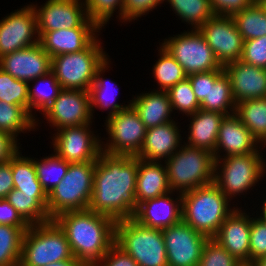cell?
I'll return each instance as SVG.
<instances>
[{"label": "cell", "instance_id": "1", "mask_svg": "<svg viewBox=\"0 0 266 266\" xmlns=\"http://www.w3.org/2000/svg\"><path fill=\"white\" fill-rule=\"evenodd\" d=\"M137 173L138 157L101 152L95 163L88 210L115 221L133 218L138 208L135 197Z\"/></svg>", "mask_w": 266, "mask_h": 266}, {"label": "cell", "instance_id": "2", "mask_svg": "<svg viewBox=\"0 0 266 266\" xmlns=\"http://www.w3.org/2000/svg\"><path fill=\"white\" fill-rule=\"evenodd\" d=\"M65 232L74 257L95 266L115 244L116 221L90 210L68 211L53 219Z\"/></svg>", "mask_w": 266, "mask_h": 266}, {"label": "cell", "instance_id": "3", "mask_svg": "<svg viewBox=\"0 0 266 266\" xmlns=\"http://www.w3.org/2000/svg\"><path fill=\"white\" fill-rule=\"evenodd\" d=\"M262 151L260 146L250 154L215 158L214 183L236 206L241 202L234 199L247 197L266 176V154Z\"/></svg>", "mask_w": 266, "mask_h": 266}, {"label": "cell", "instance_id": "4", "mask_svg": "<svg viewBox=\"0 0 266 266\" xmlns=\"http://www.w3.org/2000/svg\"><path fill=\"white\" fill-rule=\"evenodd\" d=\"M237 207L214 182L182 193V220L209 239Z\"/></svg>", "mask_w": 266, "mask_h": 266}, {"label": "cell", "instance_id": "5", "mask_svg": "<svg viewBox=\"0 0 266 266\" xmlns=\"http://www.w3.org/2000/svg\"><path fill=\"white\" fill-rule=\"evenodd\" d=\"M163 163L171 191L184 193L214 182L215 158L209 150L183 142Z\"/></svg>", "mask_w": 266, "mask_h": 266}, {"label": "cell", "instance_id": "6", "mask_svg": "<svg viewBox=\"0 0 266 266\" xmlns=\"http://www.w3.org/2000/svg\"><path fill=\"white\" fill-rule=\"evenodd\" d=\"M99 37L98 35L82 51L51 57V72L61 89L89 92L97 69L110 57L105 50L104 41Z\"/></svg>", "mask_w": 266, "mask_h": 266}, {"label": "cell", "instance_id": "7", "mask_svg": "<svg viewBox=\"0 0 266 266\" xmlns=\"http://www.w3.org/2000/svg\"><path fill=\"white\" fill-rule=\"evenodd\" d=\"M96 161L70 163L62 181L47 194V211L53 220L68 211L87 210L93 191Z\"/></svg>", "mask_w": 266, "mask_h": 266}, {"label": "cell", "instance_id": "8", "mask_svg": "<svg viewBox=\"0 0 266 266\" xmlns=\"http://www.w3.org/2000/svg\"><path fill=\"white\" fill-rule=\"evenodd\" d=\"M68 259L76 258L65 232L54 220L30 225L25 231L19 266H46Z\"/></svg>", "mask_w": 266, "mask_h": 266}, {"label": "cell", "instance_id": "9", "mask_svg": "<svg viewBox=\"0 0 266 266\" xmlns=\"http://www.w3.org/2000/svg\"><path fill=\"white\" fill-rule=\"evenodd\" d=\"M115 244L139 266H165L167 253L162 230L147 228L132 218L116 221Z\"/></svg>", "mask_w": 266, "mask_h": 266}, {"label": "cell", "instance_id": "10", "mask_svg": "<svg viewBox=\"0 0 266 266\" xmlns=\"http://www.w3.org/2000/svg\"><path fill=\"white\" fill-rule=\"evenodd\" d=\"M173 36L168 35L159 43L175 58L187 76L223 70V66L198 29H189L188 27L186 31Z\"/></svg>", "mask_w": 266, "mask_h": 266}, {"label": "cell", "instance_id": "11", "mask_svg": "<svg viewBox=\"0 0 266 266\" xmlns=\"http://www.w3.org/2000/svg\"><path fill=\"white\" fill-rule=\"evenodd\" d=\"M103 121L108 137H101L102 152L136 157L143 146L147 128L134 107H126Z\"/></svg>", "mask_w": 266, "mask_h": 266}, {"label": "cell", "instance_id": "12", "mask_svg": "<svg viewBox=\"0 0 266 266\" xmlns=\"http://www.w3.org/2000/svg\"><path fill=\"white\" fill-rule=\"evenodd\" d=\"M92 126L93 124H85L56 130L50 137V149L53 148L51 151L69 163L97 161L102 152V136Z\"/></svg>", "mask_w": 266, "mask_h": 266}, {"label": "cell", "instance_id": "13", "mask_svg": "<svg viewBox=\"0 0 266 266\" xmlns=\"http://www.w3.org/2000/svg\"><path fill=\"white\" fill-rule=\"evenodd\" d=\"M51 130L93 124L90 94L84 90L61 89L57 98L41 114Z\"/></svg>", "mask_w": 266, "mask_h": 266}, {"label": "cell", "instance_id": "14", "mask_svg": "<svg viewBox=\"0 0 266 266\" xmlns=\"http://www.w3.org/2000/svg\"><path fill=\"white\" fill-rule=\"evenodd\" d=\"M37 43V17L30 3L1 18L0 57Z\"/></svg>", "mask_w": 266, "mask_h": 266}, {"label": "cell", "instance_id": "15", "mask_svg": "<svg viewBox=\"0 0 266 266\" xmlns=\"http://www.w3.org/2000/svg\"><path fill=\"white\" fill-rule=\"evenodd\" d=\"M198 30L222 66L241 60L244 40L232 16L213 15Z\"/></svg>", "mask_w": 266, "mask_h": 266}, {"label": "cell", "instance_id": "16", "mask_svg": "<svg viewBox=\"0 0 266 266\" xmlns=\"http://www.w3.org/2000/svg\"><path fill=\"white\" fill-rule=\"evenodd\" d=\"M169 266H199L208 237L181 220L162 230Z\"/></svg>", "mask_w": 266, "mask_h": 266}, {"label": "cell", "instance_id": "17", "mask_svg": "<svg viewBox=\"0 0 266 266\" xmlns=\"http://www.w3.org/2000/svg\"><path fill=\"white\" fill-rule=\"evenodd\" d=\"M238 206L223 222L216 235L212 238L227 250L243 266L250 265V228L252 212L246 203ZM247 209H246V208ZM243 208V209H242ZM251 212H249V210ZM253 209V210H252ZM248 210V211H247ZM251 213V214H250Z\"/></svg>", "mask_w": 266, "mask_h": 266}, {"label": "cell", "instance_id": "18", "mask_svg": "<svg viewBox=\"0 0 266 266\" xmlns=\"http://www.w3.org/2000/svg\"><path fill=\"white\" fill-rule=\"evenodd\" d=\"M29 3L36 13L39 37L45 32L79 27L88 18L83 0H46L40 6Z\"/></svg>", "mask_w": 266, "mask_h": 266}, {"label": "cell", "instance_id": "19", "mask_svg": "<svg viewBox=\"0 0 266 266\" xmlns=\"http://www.w3.org/2000/svg\"><path fill=\"white\" fill-rule=\"evenodd\" d=\"M132 219L144 227L160 230L179 223L182 220V193L170 191L139 203Z\"/></svg>", "mask_w": 266, "mask_h": 266}, {"label": "cell", "instance_id": "20", "mask_svg": "<svg viewBox=\"0 0 266 266\" xmlns=\"http://www.w3.org/2000/svg\"><path fill=\"white\" fill-rule=\"evenodd\" d=\"M0 68L15 79L29 83L51 72V57L37 43L0 57Z\"/></svg>", "mask_w": 266, "mask_h": 266}, {"label": "cell", "instance_id": "21", "mask_svg": "<svg viewBox=\"0 0 266 266\" xmlns=\"http://www.w3.org/2000/svg\"><path fill=\"white\" fill-rule=\"evenodd\" d=\"M101 31L103 30L87 18L79 27L43 33L39 37V44L50 57L79 52L101 35Z\"/></svg>", "mask_w": 266, "mask_h": 266}, {"label": "cell", "instance_id": "22", "mask_svg": "<svg viewBox=\"0 0 266 266\" xmlns=\"http://www.w3.org/2000/svg\"><path fill=\"white\" fill-rule=\"evenodd\" d=\"M180 127L181 123L175 119L174 121L148 128L143 146L136 157L146 161L164 162L168 160L184 142L182 137L184 134H181L184 128Z\"/></svg>", "mask_w": 266, "mask_h": 266}, {"label": "cell", "instance_id": "23", "mask_svg": "<svg viewBox=\"0 0 266 266\" xmlns=\"http://www.w3.org/2000/svg\"><path fill=\"white\" fill-rule=\"evenodd\" d=\"M229 77L235 103L266 97V69L241 60L223 66Z\"/></svg>", "mask_w": 266, "mask_h": 266}, {"label": "cell", "instance_id": "24", "mask_svg": "<svg viewBox=\"0 0 266 266\" xmlns=\"http://www.w3.org/2000/svg\"><path fill=\"white\" fill-rule=\"evenodd\" d=\"M261 145L233 113L226 115L221 122L214 158L243 155L255 152Z\"/></svg>", "mask_w": 266, "mask_h": 266}, {"label": "cell", "instance_id": "25", "mask_svg": "<svg viewBox=\"0 0 266 266\" xmlns=\"http://www.w3.org/2000/svg\"><path fill=\"white\" fill-rule=\"evenodd\" d=\"M113 62L109 57L96 71V75L94 81L89 89L90 94V103H91V111L93 119L96 109L102 111H106L107 116L109 118L112 115H115L119 111H122L126 107L131 106V99L128 101L127 104L125 103H118L117 96L120 94L117 90L118 85L117 82L112 81L110 78L104 77L105 73L108 72L113 68ZM108 70V71H107ZM116 89V90H115ZM114 91V92H113ZM118 91V92H117ZM124 104V105H123Z\"/></svg>", "mask_w": 266, "mask_h": 266}, {"label": "cell", "instance_id": "26", "mask_svg": "<svg viewBox=\"0 0 266 266\" xmlns=\"http://www.w3.org/2000/svg\"><path fill=\"white\" fill-rule=\"evenodd\" d=\"M226 115L219 112L204 111L199 109L194 114L187 116L188 131L184 136V142L190 146L215 151L219 128ZM190 119V120H189Z\"/></svg>", "mask_w": 266, "mask_h": 266}, {"label": "cell", "instance_id": "27", "mask_svg": "<svg viewBox=\"0 0 266 266\" xmlns=\"http://www.w3.org/2000/svg\"><path fill=\"white\" fill-rule=\"evenodd\" d=\"M131 105L137 111L145 127L151 128L174 121L169 94L167 91H146L132 95ZM173 114V115H172ZM172 116V117H171Z\"/></svg>", "mask_w": 266, "mask_h": 266}, {"label": "cell", "instance_id": "28", "mask_svg": "<svg viewBox=\"0 0 266 266\" xmlns=\"http://www.w3.org/2000/svg\"><path fill=\"white\" fill-rule=\"evenodd\" d=\"M166 167L163 162L138 158V173L135 197L137 203L170 192Z\"/></svg>", "mask_w": 266, "mask_h": 266}, {"label": "cell", "instance_id": "29", "mask_svg": "<svg viewBox=\"0 0 266 266\" xmlns=\"http://www.w3.org/2000/svg\"><path fill=\"white\" fill-rule=\"evenodd\" d=\"M29 88V114L36 120V131H39L41 115L49 105L57 98L61 90L59 82L56 80L54 74L49 72L47 75L38 77L28 83ZM35 111V112H34ZM37 112V114H36ZM42 122V123H41Z\"/></svg>", "mask_w": 266, "mask_h": 266}, {"label": "cell", "instance_id": "30", "mask_svg": "<svg viewBox=\"0 0 266 266\" xmlns=\"http://www.w3.org/2000/svg\"><path fill=\"white\" fill-rule=\"evenodd\" d=\"M21 151L20 149L11 158L14 189L26 194H33V197H47V193L37 177L34 156H27L26 154L23 156Z\"/></svg>", "mask_w": 266, "mask_h": 266}, {"label": "cell", "instance_id": "31", "mask_svg": "<svg viewBox=\"0 0 266 266\" xmlns=\"http://www.w3.org/2000/svg\"><path fill=\"white\" fill-rule=\"evenodd\" d=\"M30 226L51 221L47 211V197H33L13 189L5 199Z\"/></svg>", "mask_w": 266, "mask_h": 266}, {"label": "cell", "instance_id": "32", "mask_svg": "<svg viewBox=\"0 0 266 266\" xmlns=\"http://www.w3.org/2000/svg\"><path fill=\"white\" fill-rule=\"evenodd\" d=\"M156 62L152 65V77L156 82V91H168L171 87L187 78L184 69L175 58L159 43Z\"/></svg>", "mask_w": 266, "mask_h": 266}, {"label": "cell", "instance_id": "33", "mask_svg": "<svg viewBox=\"0 0 266 266\" xmlns=\"http://www.w3.org/2000/svg\"><path fill=\"white\" fill-rule=\"evenodd\" d=\"M235 114L262 145L266 141V97L239 102Z\"/></svg>", "mask_w": 266, "mask_h": 266}, {"label": "cell", "instance_id": "34", "mask_svg": "<svg viewBox=\"0 0 266 266\" xmlns=\"http://www.w3.org/2000/svg\"><path fill=\"white\" fill-rule=\"evenodd\" d=\"M0 131L19 142L21 133L36 132V120L22 106L0 100Z\"/></svg>", "mask_w": 266, "mask_h": 266}, {"label": "cell", "instance_id": "35", "mask_svg": "<svg viewBox=\"0 0 266 266\" xmlns=\"http://www.w3.org/2000/svg\"><path fill=\"white\" fill-rule=\"evenodd\" d=\"M200 109L224 115L235 113L236 103L229 77L225 72L214 83H209L208 97L200 103Z\"/></svg>", "mask_w": 266, "mask_h": 266}, {"label": "cell", "instance_id": "36", "mask_svg": "<svg viewBox=\"0 0 266 266\" xmlns=\"http://www.w3.org/2000/svg\"><path fill=\"white\" fill-rule=\"evenodd\" d=\"M189 29H199L214 13L212 12L209 0H164Z\"/></svg>", "mask_w": 266, "mask_h": 266}, {"label": "cell", "instance_id": "37", "mask_svg": "<svg viewBox=\"0 0 266 266\" xmlns=\"http://www.w3.org/2000/svg\"><path fill=\"white\" fill-rule=\"evenodd\" d=\"M232 17L244 41L266 36V12L257 1Z\"/></svg>", "mask_w": 266, "mask_h": 266}, {"label": "cell", "instance_id": "38", "mask_svg": "<svg viewBox=\"0 0 266 266\" xmlns=\"http://www.w3.org/2000/svg\"><path fill=\"white\" fill-rule=\"evenodd\" d=\"M34 157L36 173L42 188L48 194L63 179L69 168V162L59 157L54 151L48 156Z\"/></svg>", "mask_w": 266, "mask_h": 266}, {"label": "cell", "instance_id": "39", "mask_svg": "<svg viewBox=\"0 0 266 266\" xmlns=\"http://www.w3.org/2000/svg\"><path fill=\"white\" fill-rule=\"evenodd\" d=\"M28 228L0 224V266H19L23 236Z\"/></svg>", "mask_w": 266, "mask_h": 266}, {"label": "cell", "instance_id": "40", "mask_svg": "<svg viewBox=\"0 0 266 266\" xmlns=\"http://www.w3.org/2000/svg\"><path fill=\"white\" fill-rule=\"evenodd\" d=\"M88 18L101 30L109 25L116 14L117 21L123 24L124 0H83ZM118 10V11H117ZM118 14V15H117Z\"/></svg>", "mask_w": 266, "mask_h": 266}, {"label": "cell", "instance_id": "41", "mask_svg": "<svg viewBox=\"0 0 266 266\" xmlns=\"http://www.w3.org/2000/svg\"><path fill=\"white\" fill-rule=\"evenodd\" d=\"M167 93L169 94L174 116L178 113V115L182 114V116L187 117L200 109V103L195 97L188 78L171 87Z\"/></svg>", "mask_w": 266, "mask_h": 266}, {"label": "cell", "instance_id": "42", "mask_svg": "<svg viewBox=\"0 0 266 266\" xmlns=\"http://www.w3.org/2000/svg\"><path fill=\"white\" fill-rule=\"evenodd\" d=\"M0 100L22 106L29 113L28 82L15 79L0 68Z\"/></svg>", "mask_w": 266, "mask_h": 266}, {"label": "cell", "instance_id": "43", "mask_svg": "<svg viewBox=\"0 0 266 266\" xmlns=\"http://www.w3.org/2000/svg\"><path fill=\"white\" fill-rule=\"evenodd\" d=\"M266 256V216L258 211L252 213L250 228V264Z\"/></svg>", "mask_w": 266, "mask_h": 266}, {"label": "cell", "instance_id": "44", "mask_svg": "<svg viewBox=\"0 0 266 266\" xmlns=\"http://www.w3.org/2000/svg\"><path fill=\"white\" fill-rule=\"evenodd\" d=\"M199 266H243L212 238L203 247Z\"/></svg>", "mask_w": 266, "mask_h": 266}, {"label": "cell", "instance_id": "45", "mask_svg": "<svg viewBox=\"0 0 266 266\" xmlns=\"http://www.w3.org/2000/svg\"><path fill=\"white\" fill-rule=\"evenodd\" d=\"M163 3L164 0H124L123 25L138 21L142 16H147L154 9L157 10Z\"/></svg>", "mask_w": 266, "mask_h": 266}, {"label": "cell", "instance_id": "46", "mask_svg": "<svg viewBox=\"0 0 266 266\" xmlns=\"http://www.w3.org/2000/svg\"><path fill=\"white\" fill-rule=\"evenodd\" d=\"M241 61L266 69V36L245 40Z\"/></svg>", "mask_w": 266, "mask_h": 266}, {"label": "cell", "instance_id": "47", "mask_svg": "<svg viewBox=\"0 0 266 266\" xmlns=\"http://www.w3.org/2000/svg\"><path fill=\"white\" fill-rule=\"evenodd\" d=\"M223 73L224 70H214L187 76L199 103L208 97L209 83H214Z\"/></svg>", "mask_w": 266, "mask_h": 266}, {"label": "cell", "instance_id": "48", "mask_svg": "<svg viewBox=\"0 0 266 266\" xmlns=\"http://www.w3.org/2000/svg\"><path fill=\"white\" fill-rule=\"evenodd\" d=\"M214 15L232 16L253 5L256 0H209Z\"/></svg>", "mask_w": 266, "mask_h": 266}, {"label": "cell", "instance_id": "49", "mask_svg": "<svg viewBox=\"0 0 266 266\" xmlns=\"http://www.w3.org/2000/svg\"><path fill=\"white\" fill-rule=\"evenodd\" d=\"M95 266H139L138 263L121 248L114 244Z\"/></svg>", "mask_w": 266, "mask_h": 266}, {"label": "cell", "instance_id": "50", "mask_svg": "<svg viewBox=\"0 0 266 266\" xmlns=\"http://www.w3.org/2000/svg\"><path fill=\"white\" fill-rule=\"evenodd\" d=\"M20 143L10 134L0 131V164L9 162L20 149L24 150Z\"/></svg>", "mask_w": 266, "mask_h": 266}, {"label": "cell", "instance_id": "51", "mask_svg": "<svg viewBox=\"0 0 266 266\" xmlns=\"http://www.w3.org/2000/svg\"><path fill=\"white\" fill-rule=\"evenodd\" d=\"M0 224L12 225L15 227H29L5 199H0Z\"/></svg>", "mask_w": 266, "mask_h": 266}, {"label": "cell", "instance_id": "52", "mask_svg": "<svg viewBox=\"0 0 266 266\" xmlns=\"http://www.w3.org/2000/svg\"><path fill=\"white\" fill-rule=\"evenodd\" d=\"M14 189L11 160L0 164V199H6L7 195Z\"/></svg>", "mask_w": 266, "mask_h": 266}, {"label": "cell", "instance_id": "53", "mask_svg": "<svg viewBox=\"0 0 266 266\" xmlns=\"http://www.w3.org/2000/svg\"><path fill=\"white\" fill-rule=\"evenodd\" d=\"M46 266H84L81 262L77 259H68L60 262L50 263Z\"/></svg>", "mask_w": 266, "mask_h": 266}, {"label": "cell", "instance_id": "54", "mask_svg": "<svg viewBox=\"0 0 266 266\" xmlns=\"http://www.w3.org/2000/svg\"><path fill=\"white\" fill-rule=\"evenodd\" d=\"M265 194L266 193L263 194V197H262L263 199H261V201H260V199H257L255 201L259 200V202L262 203L259 205L258 209L260 212H262L266 216V195ZM264 195H265V197H264Z\"/></svg>", "mask_w": 266, "mask_h": 266}, {"label": "cell", "instance_id": "55", "mask_svg": "<svg viewBox=\"0 0 266 266\" xmlns=\"http://www.w3.org/2000/svg\"><path fill=\"white\" fill-rule=\"evenodd\" d=\"M249 266H266V256L252 262Z\"/></svg>", "mask_w": 266, "mask_h": 266}, {"label": "cell", "instance_id": "56", "mask_svg": "<svg viewBox=\"0 0 266 266\" xmlns=\"http://www.w3.org/2000/svg\"><path fill=\"white\" fill-rule=\"evenodd\" d=\"M256 1L263 8V10L266 12V0H256Z\"/></svg>", "mask_w": 266, "mask_h": 266}, {"label": "cell", "instance_id": "57", "mask_svg": "<svg viewBox=\"0 0 266 266\" xmlns=\"http://www.w3.org/2000/svg\"><path fill=\"white\" fill-rule=\"evenodd\" d=\"M261 147H262L263 150H264L263 152H265V151H266V150H265V149H266V141L261 145Z\"/></svg>", "mask_w": 266, "mask_h": 266}]
</instances>
